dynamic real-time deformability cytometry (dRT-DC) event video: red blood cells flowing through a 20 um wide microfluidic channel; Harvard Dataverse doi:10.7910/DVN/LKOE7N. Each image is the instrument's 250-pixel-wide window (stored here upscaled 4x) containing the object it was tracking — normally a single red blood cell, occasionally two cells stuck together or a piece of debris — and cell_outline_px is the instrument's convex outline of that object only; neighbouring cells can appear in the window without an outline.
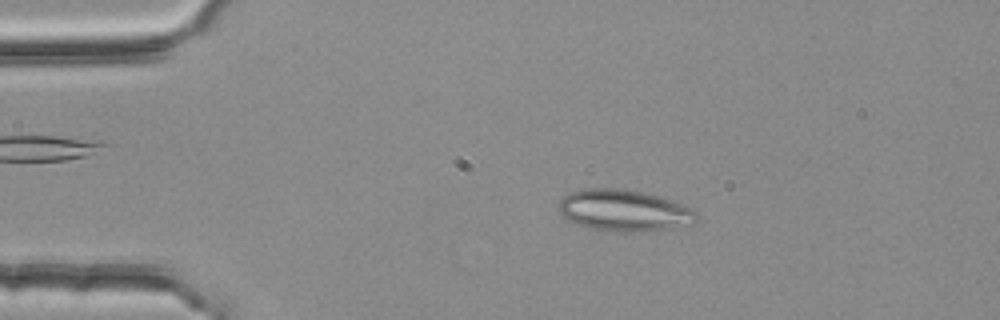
{"species": "common noctule bat (a hibernating species)", "species_latin": "Nyctalus noctula", "temperature_condition": "room temperature", "stored_images_in_passage": 53, "camera_frame_rate_fps": 3000, "um_per_image_px": 0.085, "animal": {"sex": "female", "body_mass_g": 25.1}, "frame": {"image": 1, "passage_image": 10, "time_ms": 3.0, "image_size_px": [1000, 320], "cell_outline_px": [[696, 220], [692, 224], [668, 228], [640, 232], [612, 232], [584, 228], [568, 220], [556, 208], [556, 204], [564, 196], [572, 192], [584, 188], [624, 188], [644, 192], [660, 196], [672, 200], [696, 212]], "centroid_in_image_um": [52.97, 17.89], "position_along_channel_um": 32.0, "area_um2": 33.7}}
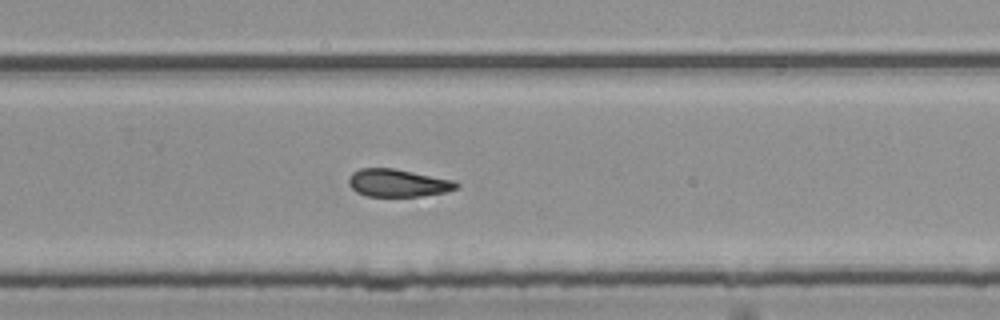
{"frame": {"image": 2, "passage_image": 35, "time_ms": 11.333, "image_size_px": [1000, 320], "cell_outline_px": [[460, 188], [448, 192], [420, 196], [364, 196], [356, 192], [348, 184], [348, 176], [352, 172], [360, 168], [396, 168], [456, 180], [460, 184]], "centroid_in_image_um": [33.86, 15.54], "position_along_channel_um": 295.9, "area_um2": 17.86}}
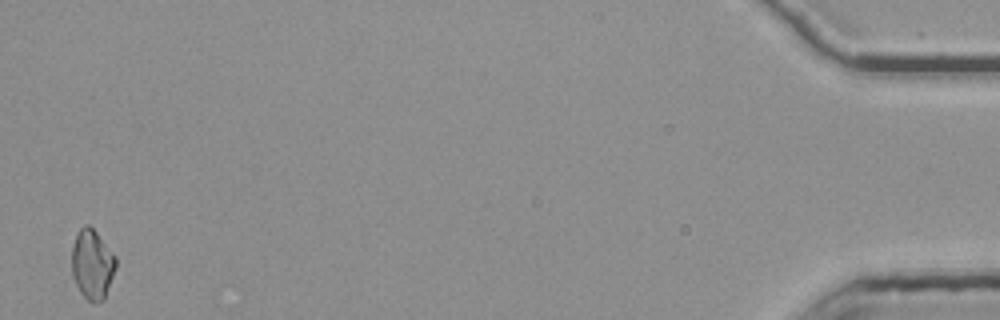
{"frame": {"image": 3, "passage_image": 53, "time_ms": 17.333, "image_size_px": [1000, 320], "cell_outline_px": [[116, 268], [104, 300], [96, 304], [92, 304], [80, 292], [72, 276], [72, 248], [76, 232], [84, 224], [88, 224], [96, 232], [116, 256]], "centroid_in_image_um": [7.84, 22.48], "position_along_channel_um": 427.4, "area_um2": 18.09}}